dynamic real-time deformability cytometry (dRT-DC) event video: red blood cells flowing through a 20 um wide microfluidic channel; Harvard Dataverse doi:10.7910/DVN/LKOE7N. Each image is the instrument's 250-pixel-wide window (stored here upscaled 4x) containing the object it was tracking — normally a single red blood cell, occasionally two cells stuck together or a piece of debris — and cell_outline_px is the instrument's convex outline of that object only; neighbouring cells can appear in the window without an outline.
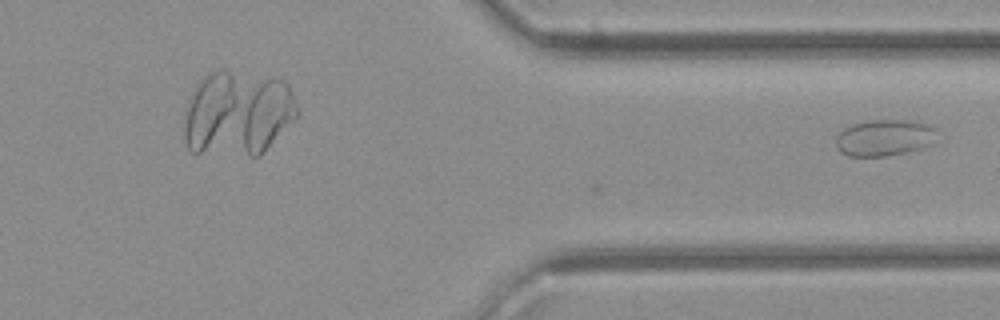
{"species": "common noctule bat (a hibernating species)", "species_latin": "Nyctalus noctula", "temperature_condition": "cold", "stored_images_in_passage": 25, "camera_frame_rate_fps": 3000, "um_per_image_px": 0.085, "animal": {"sex": "female", "body_mass_g": 21.9}, "frame": {"image": 1, "passage_image": 25, "time_ms": 8.0, "image_size_px": [1000, 320], "cell_outline_px": [[936, 128], [932, 144], [908, 152], [888, 156], [848, 156], [840, 152], [836, 144], [836, 136], [844, 128], [852, 124], [872, 120], [904, 120], [928, 124]], "centroid_in_image_um": [75.15, 11.71], "position_along_channel_um": 336.3, "area_um2": 21.39}}